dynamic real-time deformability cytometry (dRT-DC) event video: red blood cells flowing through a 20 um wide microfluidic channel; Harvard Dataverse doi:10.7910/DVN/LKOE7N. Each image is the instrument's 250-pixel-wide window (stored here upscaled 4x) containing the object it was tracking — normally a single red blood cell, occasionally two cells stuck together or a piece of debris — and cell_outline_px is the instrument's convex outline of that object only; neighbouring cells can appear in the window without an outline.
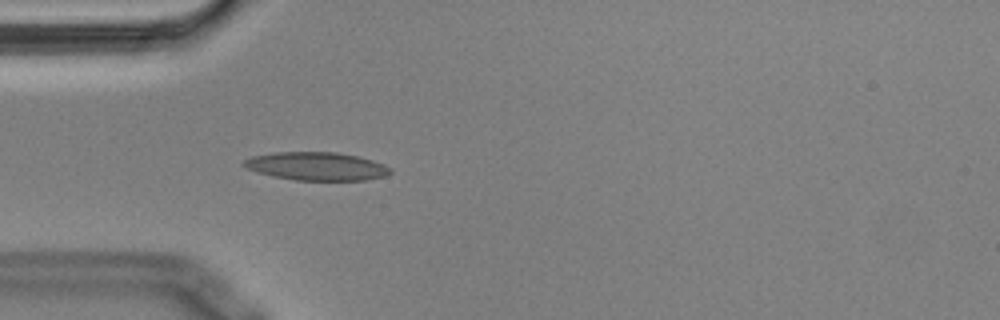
{"species": "Egyptian fruit bat (a non-hibernating species)", "species_latin": "Rousettus aegyptiacus", "temperature_condition": "cold", "stored_images_in_passage": 55, "camera_frame_rate_fps": 3000, "um_per_image_px": 0.085, "animal": {"sex": "male"}, "frame": {"image": 1, "passage_image": 16, "time_ms": 5.0, "image_size_px": [1000, 320], "cell_outline_px": [[392, 172], [388, 176], [364, 180], [296, 180], [272, 176], [256, 172], [240, 164], [244, 160], [252, 156], [272, 152], [336, 152], [356, 156], [372, 160], [384, 164], [392, 168]], "centroid_in_image_um": [26.91, 14.13], "position_along_channel_um": 58.1, "area_um2": 24.22}}
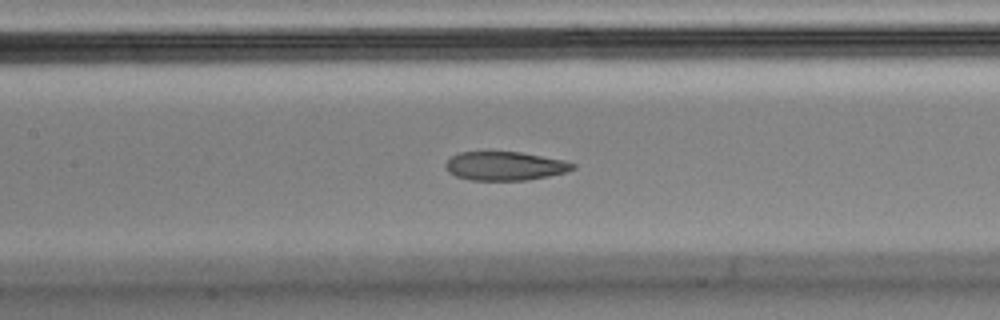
{"frame": {"image": 2, "passage_image": 25, "time_ms": 8.0, "image_size_px": [1000, 320], "cell_outline_px": [[576, 168], [568, 172], [528, 180], [468, 180], [456, 176], [448, 172], [444, 168], [444, 164], [452, 156], [460, 152], [520, 152], [564, 160], [576, 164]], "centroid_in_image_um": [42.93, 14.12], "position_along_channel_um": 164.5, "area_um2": 21.44}}
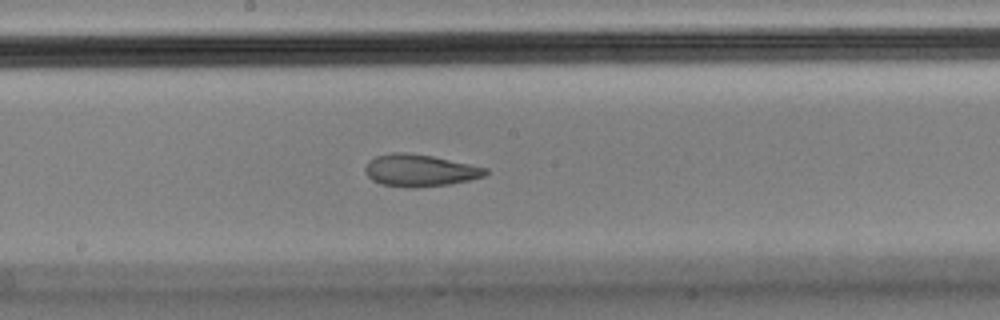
{"frame": {"image": 3, "passage_image": 29, "time_ms": 9.333, "image_size_px": [1000, 320], "cell_outline_px": [[488, 172], [484, 176], [468, 180], [448, 184], [416, 188], [408, 188], [380, 184], [372, 180], [364, 172], [364, 168], [368, 160], [376, 156], [392, 152], [404, 152], [432, 156], [488, 168]], "centroid_in_image_um": [35.63, 14.49], "position_along_channel_um": 212.6, "area_um2": 22.54}, "authors_computed_cell_mechanics": {"area_um2": 22.8888, "velocity_mm_per_s": 3.6077, "shape_relaxation_time_tau1_ms": null, "shape_relaxation_time_tau2_ms": 2.3751, "deformation_change_tau1": null, "deformation_change_tau2": 0.0792}}